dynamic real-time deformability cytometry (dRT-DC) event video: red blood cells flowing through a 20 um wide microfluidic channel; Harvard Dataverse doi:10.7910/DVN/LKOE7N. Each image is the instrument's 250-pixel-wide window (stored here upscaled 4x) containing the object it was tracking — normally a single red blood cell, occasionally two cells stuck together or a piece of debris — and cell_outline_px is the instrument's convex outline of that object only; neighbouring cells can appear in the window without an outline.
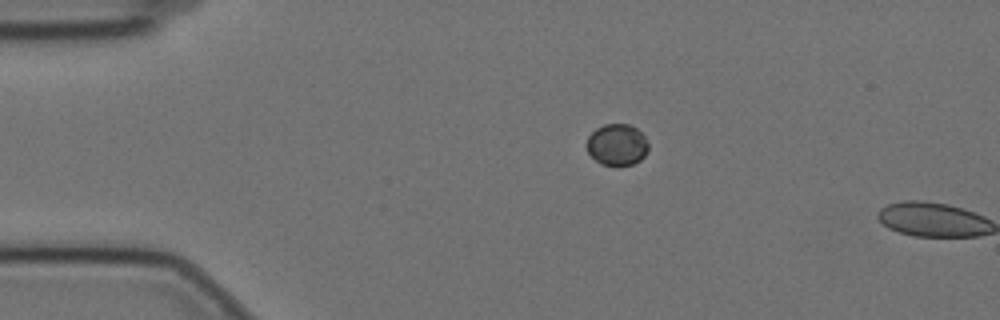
{"species": "Egyptian fruit bat (a non-hibernating species)", "species_latin": "Rousettus aegyptiacus", "temperature_condition": "cold", "stored_images_in_passage": 2, "camera_frame_rate_fps": 3000, "um_per_image_px": 0.085, "animal": {"sex": "female"}, "frame": {"image": 1, "passage_image": 1, "time_ms": 0.0, "image_size_px": [1000, 320], "cell_outline_px": [[648, 152], [640, 160], [632, 164], [600, 164], [588, 152], [584, 144], [588, 136], [596, 128], [604, 124], [628, 124], [636, 128], [644, 136], [648, 144]], "centroid_in_image_um": [52.42, 12.28], "position_along_channel_um": 32.6, "area_um2": 14.85}}